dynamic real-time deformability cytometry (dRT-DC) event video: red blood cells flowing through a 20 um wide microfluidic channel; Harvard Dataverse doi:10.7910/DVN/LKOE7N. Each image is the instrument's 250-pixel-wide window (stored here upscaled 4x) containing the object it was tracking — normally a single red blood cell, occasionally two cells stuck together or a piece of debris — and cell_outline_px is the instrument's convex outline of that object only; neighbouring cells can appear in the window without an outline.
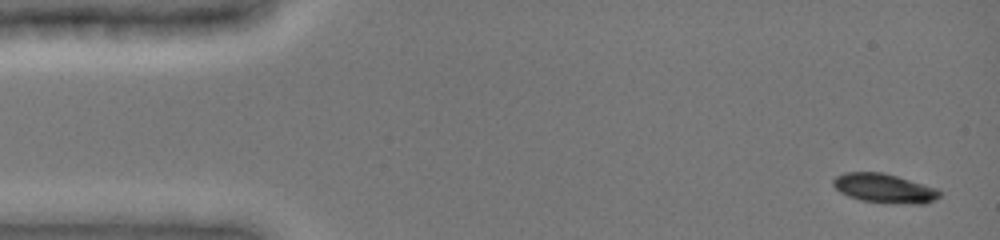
{"species": "common noctule bat (a hibernating species)", "species_latin": "Nyctalus noctula", "temperature_condition": "cold", "stored_images_in_passage": 5, "camera_frame_rate_fps": 3000, "um_per_image_px": 0.085, "animal": {"sex": "female", "body_mass_g": 19.0, "forearm_length_mm": 51.5}, "frame": {"image": 1, "passage_image": 1, "time_ms": 0.0, "image_size_px": [1000, 240], "cell_outline_px": [[944, 192], [936, 200], [924, 204], [912, 204], [860, 200], [848, 196], [840, 192], [832, 184], [832, 180], [836, 176], [844, 172], [880, 172], [896, 176], [924, 184], [936, 188]], "centroid_in_image_um": [75.19, 16.0], "position_along_channel_um": 9.8, "area_um2": 18.09}}
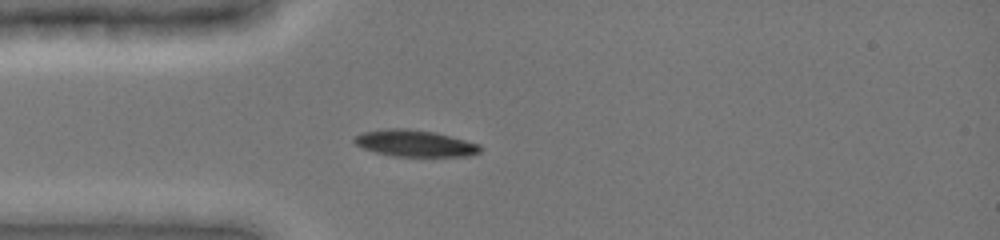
{"frame": {"image": 2, "passage_image": 5, "time_ms": 3.667, "image_size_px": [1000, 240], "cell_outline_px": [[484, 148], [480, 152], [468, 156], [392, 156], [376, 152], [364, 148], [356, 144], [352, 140], [356, 136], [364, 132], [384, 128], [408, 128], [432, 132], [480, 144]], "centroid_in_image_um": [35.27, 12.18], "position_along_channel_um": 49.7, "area_um2": 19.36}}